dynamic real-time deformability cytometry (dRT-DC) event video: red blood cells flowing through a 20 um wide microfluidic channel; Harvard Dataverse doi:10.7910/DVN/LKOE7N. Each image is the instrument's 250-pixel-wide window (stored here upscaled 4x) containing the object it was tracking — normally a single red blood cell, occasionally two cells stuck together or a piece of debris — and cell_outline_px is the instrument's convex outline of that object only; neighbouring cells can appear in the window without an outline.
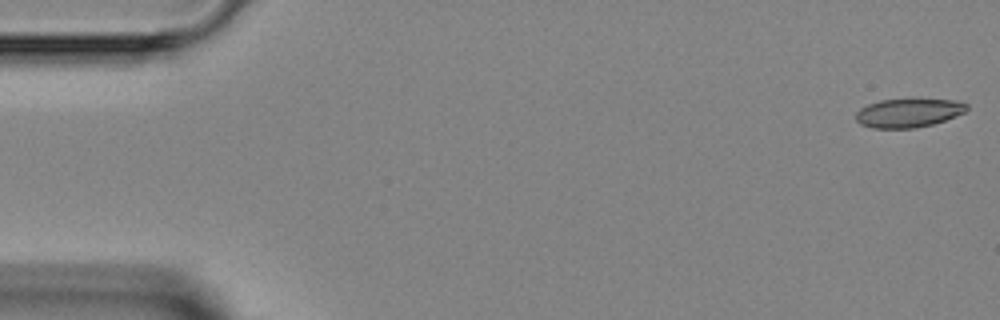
{"species": "Egyptian fruit bat (a non-hibernating species)", "species_latin": "Rousettus aegyptiacus", "temperature_condition": "room temperature", "stored_images_in_passage": 5, "segment_of_instrument_passage": [1, 2], "camera_frame_rate_fps": 3000, "um_per_image_px": 0.085, "animal": {"sex": "female"}, "frame": {"image": 1, "passage_image": 1, "time_ms": 0.0, "image_size_px": [1000, 320], "cell_outline_px": [[968, 108], [964, 112], [956, 116], [932, 124], [916, 128], [872, 128], [860, 124], [856, 120], [856, 112], [860, 108], [868, 104], [880, 100], [912, 96], [956, 100], [968, 104]], "centroid_in_image_um": [77.24, 9.54], "position_along_channel_um": 7.8, "area_um2": 19.48}}
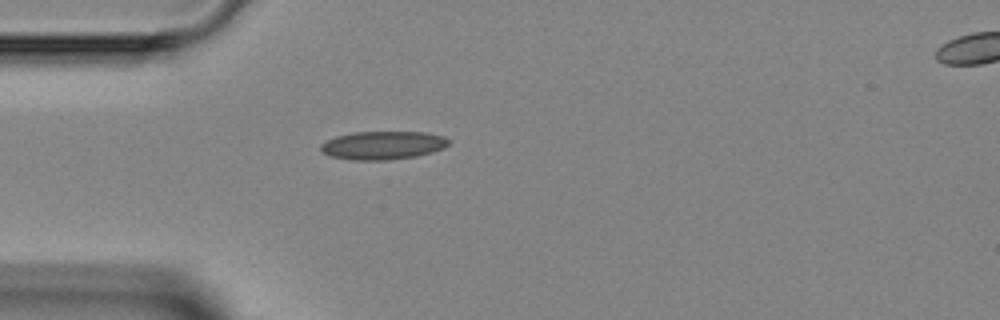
{"frame": {"image": 2, "passage_image": 4, "time_ms": 4.0, "image_size_px": [1000, 320], "cell_outline_px": [[452, 140], [444, 148], [432, 152], [416, 156], [388, 160], [352, 160], [332, 156], [324, 152], [320, 148], [320, 144], [336, 136], [352, 132], [424, 132], [444, 136]], "centroid_in_image_um": [32.58, 12.34], "position_along_channel_um": 52.4, "area_um2": 21.1}}